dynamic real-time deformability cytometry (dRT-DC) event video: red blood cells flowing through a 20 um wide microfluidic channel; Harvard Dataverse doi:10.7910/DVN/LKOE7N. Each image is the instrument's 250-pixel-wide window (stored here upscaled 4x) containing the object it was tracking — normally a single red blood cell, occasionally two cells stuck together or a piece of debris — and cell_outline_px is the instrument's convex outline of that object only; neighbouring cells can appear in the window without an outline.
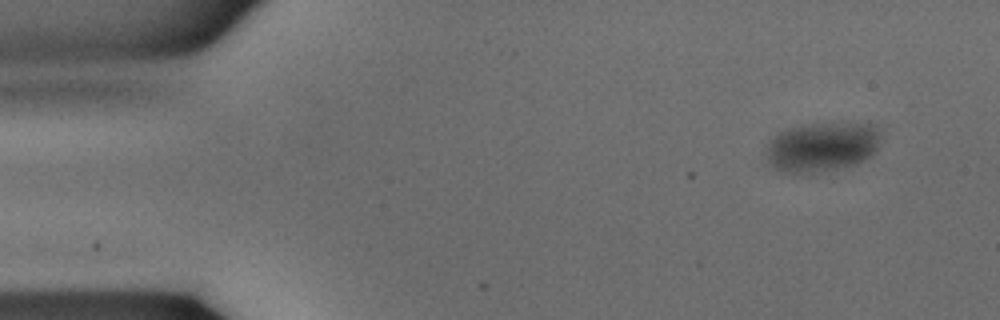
{"species": "common noctule bat (a hibernating species)", "species_latin": "Nyctalus noctula", "temperature_condition": "warm", "stored_images_in_passage": 16, "camera_frame_rate_fps": 3000, "um_per_image_px": 0.085, "animal": {"sex": "male", "body_mass_g": 15.6}, "frame": {"image": 1, "passage_image": 1, "time_ms": 0.0, "image_size_px": [1000, 320], "cell_outline_px": [[880, 140], [872, 156], [856, 164], [836, 168], [812, 172], [780, 172], [768, 168], [764, 164], [764, 144], [768, 140], [780, 132], [788, 128], [812, 124], [872, 124], [876, 128]], "centroid_in_image_um": [69.72, 12.51], "position_along_channel_um": 15.3, "area_um2": 33.29}}
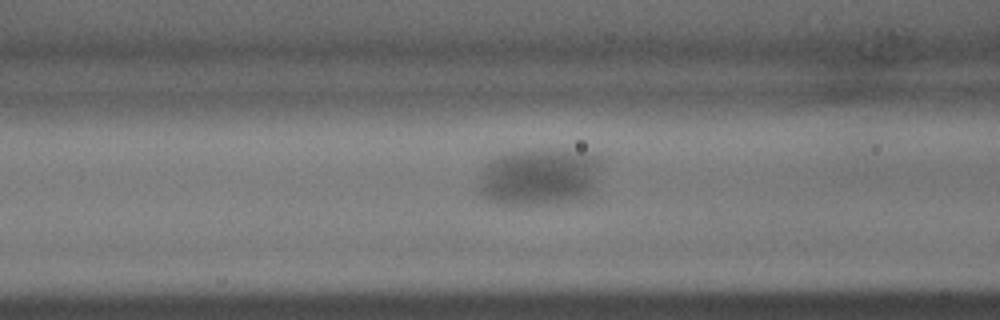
{"frame": {"image": 2, "passage_image": 12, "time_ms": 3.667, "image_size_px": [1000, 320], "cell_outline_px": [[592, 164], [588, 188], [576, 196], [532, 200], [512, 200], [492, 196], [484, 188], [488, 164], [508, 156], [572, 156], [584, 160]], "centroid_in_image_um": [45.68, 15.08], "position_along_channel_um": 120.9, "area_um2": 29.88}}
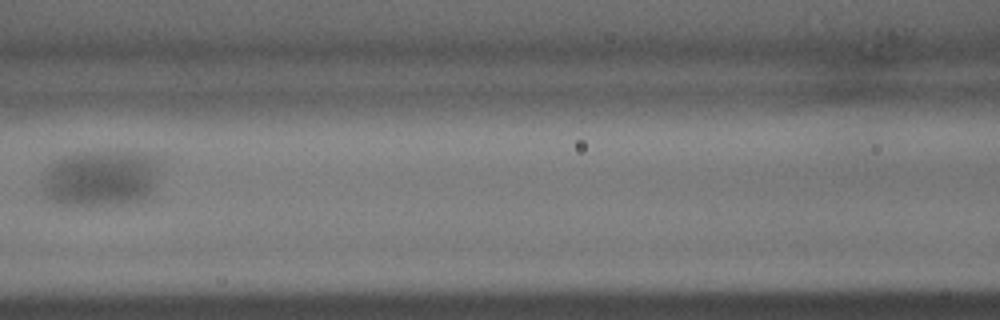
{"frame": {"image": 3, "passage_image": 14, "time_ms": 4.333, "image_size_px": [1000, 320], "cell_outline_px": [[148, 188], [144, 192], [136, 196], [100, 200], [60, 200], [52, 196], [52, 172], [64, 160], [84, 156], [108, 156], [136, 160], [148, 164]], "centroid_in_image_um": [8.43, 15.17], "position_along_channel_um": 158.2, "area_um2": 27.17}}